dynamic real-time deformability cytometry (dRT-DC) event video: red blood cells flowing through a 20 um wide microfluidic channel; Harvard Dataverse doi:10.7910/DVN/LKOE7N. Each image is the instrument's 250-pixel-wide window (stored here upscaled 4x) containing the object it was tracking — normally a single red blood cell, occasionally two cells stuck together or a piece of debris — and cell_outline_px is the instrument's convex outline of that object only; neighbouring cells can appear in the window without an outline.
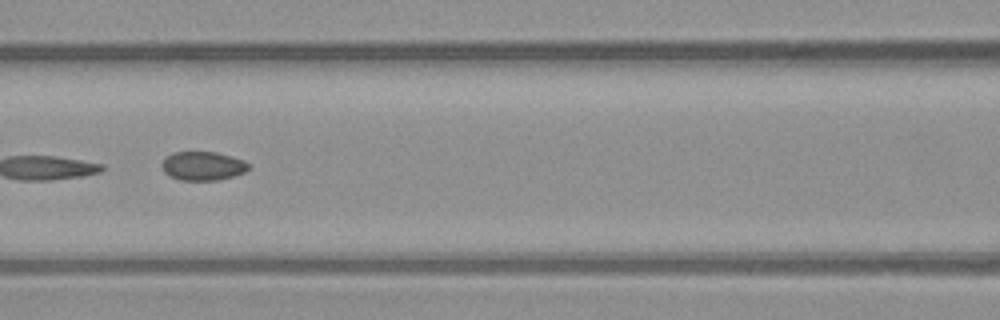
{"species": "common noctule bat (a hibernating species)", "species_latin": "Nyctalus noctula", "temperature_condition": "warm", "stored_images_in_passage": 8, "segment_of_instrument_passage": [2, 2], "camera_frame_rate_fps": 3000, "um_per_image_px": 0.085, "animal": {"sex": "male", "body_mass_g": 23.1, "forearm_length_mm": 52.7}, "frame": {"image": 1, "passage_image": 6, "time_ms": 7.0, "image_size_px": [1000, 320], "cell_outline_px": [[248, 168], [244, 172], [232, 176], [216, 180], [180, 180], [164, 172], [160, 164], [172, 152], [216, 152], [244, 160], [248, 164]], "centroid_in_image_um": [17.22, 14.1], "position_along_channel_um": 149.4, "area_um2": 14.33}}
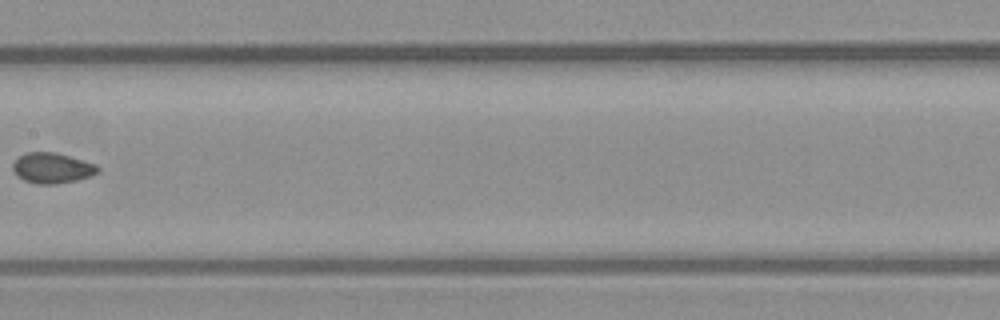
{"frame": {"image": 2, "passage_image": 7, "time_ms": 8.333, "image_size_px": [1000, 320], "cell_outline_px": [[100, 172], [76, 180], [56, 184], [36, 184], [24, 180], [16, 176], [12, 168], [12, 164], [20, 156], [28, 152], [56, 152], [96, 164], [100, 168]], "centroid_in_image_um": [4.42, 14.28], "position_along_channel_um": 203.0, "area_um2": 15.09}}
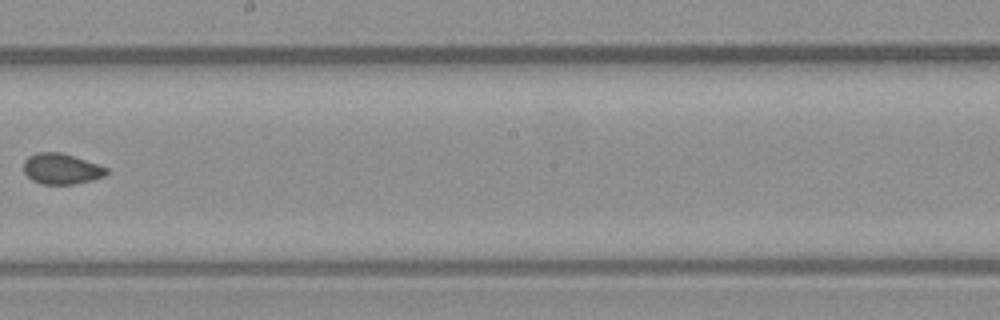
{"frame": {"image": 3, "passage_image": 8, "time_ms": 9.333, "image_size_px": [1000, 320], "cell_outline_px": [[108, 172], [104, 176], [92, 180], [72, 184], [40, 184], [32, 180], [24, 172], [24, 160], [28, 156], [36, 152], [60, 152], [108, 168]], "centroid_in_image_um": [5.18, 14.35], "position_along_channel_um": 243.0, "area_um2": 14.68}}